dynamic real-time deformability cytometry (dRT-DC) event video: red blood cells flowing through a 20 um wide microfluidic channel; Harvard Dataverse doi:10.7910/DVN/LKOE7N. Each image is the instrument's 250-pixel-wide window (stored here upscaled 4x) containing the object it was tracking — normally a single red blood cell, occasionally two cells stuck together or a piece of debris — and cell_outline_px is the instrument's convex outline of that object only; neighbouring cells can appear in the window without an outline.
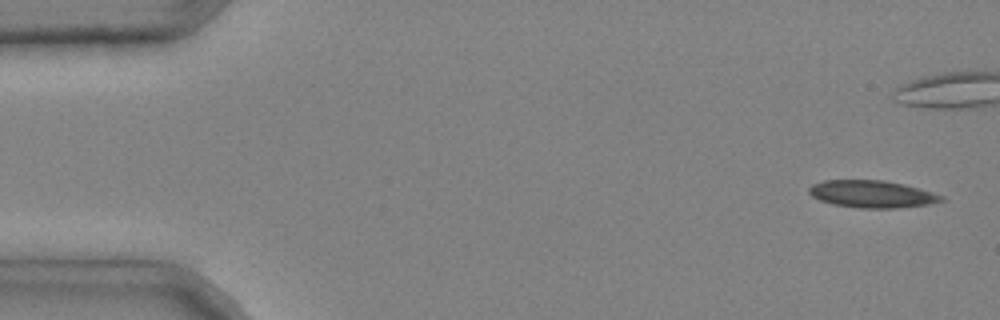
{"species": "common noctule bat (a hibernating species)", "species_latin": "Nyctalus noctula", "temperature_condition": "cold", "stored_images_in_passage": 6, "camera_frame_rate_fps": 3000, "um_per_image_px": 0.085, "animal": {"sex": "male", "body_mass_g": 20.4}, "frame": {"image": 1, "passage_image": 1, "time_ms": 0.0, "image_size_px": [1000, 320], "cell_outline_px": [[944, 200], [928, 204], [896, 208], [860, 208], [832, 204], [820, 200], [812, 196], [808, 192], [808, 188], [812, 184], [824, 180], [884, 180], [904, 184], [932, 192], [944, 196]], "centroid_in_image_um": [74.09, 16.49], "position_along_channel_um": 10.9, "area_um2": 20.98}}